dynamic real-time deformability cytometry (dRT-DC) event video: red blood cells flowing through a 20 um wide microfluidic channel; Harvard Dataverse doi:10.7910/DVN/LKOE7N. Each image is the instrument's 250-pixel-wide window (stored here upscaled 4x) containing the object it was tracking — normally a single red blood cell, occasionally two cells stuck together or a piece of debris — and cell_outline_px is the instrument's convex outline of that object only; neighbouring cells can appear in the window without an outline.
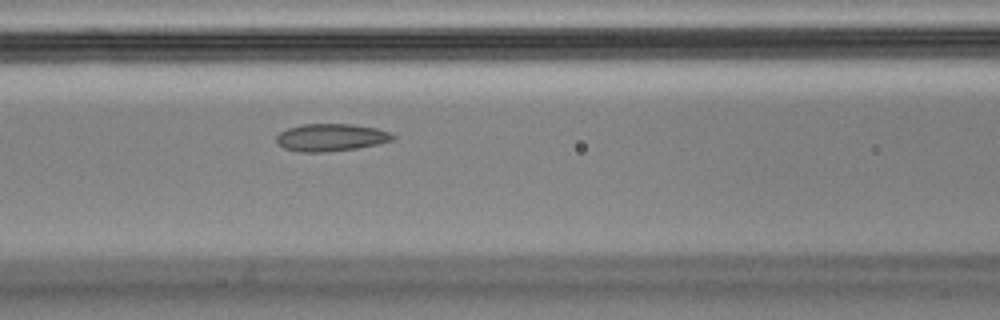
{"species": "Egyptian fruit bat (a non-hibernating species)", "species_latin": "Rousettus aegyptiacus", "temperature_condition": "cold", "stored_images_in_passage": 5, "segment_of_instrument_passage": [1, 2], "camera_frame_rate_fps": 3000, "um_per_image_px": 0.085, "animal": {"sex": "male"}, "frame": {"image": 1, "passage_image": 4, "time_ms": 1.0, "image_size_px": [1000, 320], "cell_outline_px": [[396, 136], [392, 140], [376, 144], [356, 148], [324, 152], [300, 152], [284, 148], [276, 140], [276, 136], [280, 132], [288, 128], [304, 124], [352, 124], [376, 128], [388, 132]], "centroid_in_image_um": [28.11, 11.68], "position_along_channel_um": 138.5, "area_um2": 18.38}}